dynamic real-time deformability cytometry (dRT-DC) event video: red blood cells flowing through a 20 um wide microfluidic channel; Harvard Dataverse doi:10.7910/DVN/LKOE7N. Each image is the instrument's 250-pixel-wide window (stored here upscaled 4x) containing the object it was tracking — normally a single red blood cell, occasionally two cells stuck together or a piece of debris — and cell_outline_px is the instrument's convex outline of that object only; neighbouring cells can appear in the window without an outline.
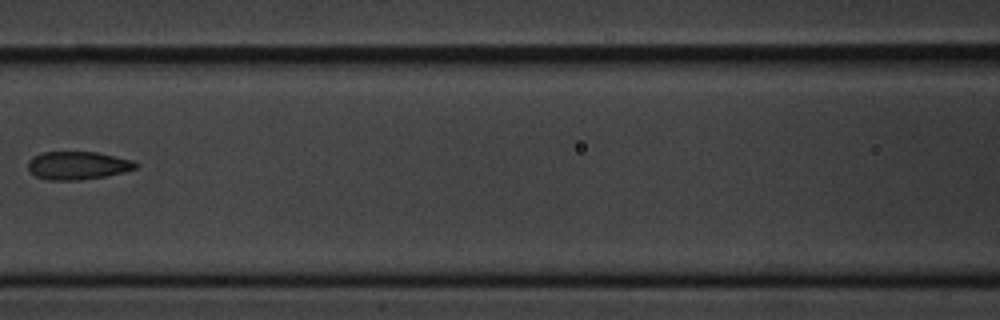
{"species": "common noctule bat (a hibernating species)", "species_latin": "Nyctalus noctula", "temperature_condition": "cold", "stored_images_in_passage": 7, "camera_frame_rate_fps": 3000, "um_per_image_px": 0.085, "animal": {"sex": "male", "body_mass_g": 20.1, "forearm_length_mm": 53.5}, "frame": {"image": 1, "passage_image": 6, "time_ms": 7.0, "image_size_px": [1000, 320], "cell_outline_px": [[140, 164], [136, 168], [124, 172], [104, 176], [76, 180], [48, 180], [36, 176], [28, 168], [28, 160], [32, 156], [40, 152], [96, 152], [132, 160]], "centroid_in_image_um": [6.59, 14.05], "position_along_channel_um": 160.0, "area_um2": 17.57}}
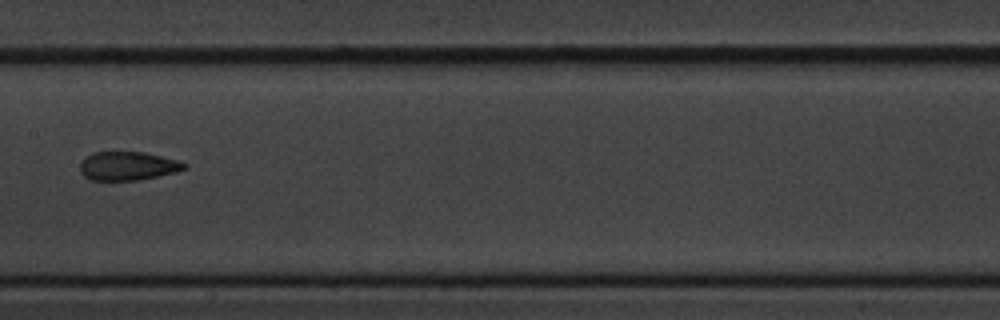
{"frame": {"image": 2, "passage_image": 7, "time_ms": 8.0, "image_size_px": [1000, 320], "cell_outline_px": [[188, 168], [176, 172], [136, 180], [88, 180], [80, 172], [80, 164], [92, 152], [144, 152], [180, 160], [188, 164]], "centroid_in_image_um": [10.9, 14.1], "position_along_channel_um": 196.5, "area_um2": 17.46}}